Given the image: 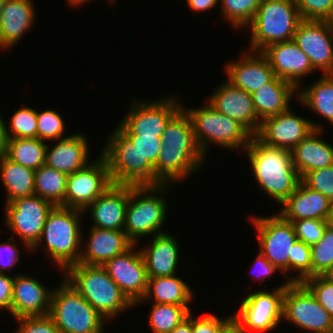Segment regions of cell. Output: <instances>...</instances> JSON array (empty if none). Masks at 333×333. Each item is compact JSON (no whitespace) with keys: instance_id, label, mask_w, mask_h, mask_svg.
<instances>
[{"instance_id":"1","label":"cell","mask_w":333,"mask_h":333,"mask_svg":"<svg viewBox=\"0 0 333 333\" xmlns=\"http://www.w3.org/2000/svg\"><path fill=\"white\" fill-rule=\"evenodd\" d=\"M162 141L154 167V186L180 183L205 164L206 157L196 143L191 119L184 107L166 125Z\"/></svg>"},{"instance_id":"2","label":"cell","mask_w":333,"mask_h":333,"mask_svg":"<svg viewBox=\"0 0 333 333\" xmlns=\"http://www.w3.org/2000/svg\"><path fill=\"white\" fill-rule=\"evenodd\" d=\"M251 164L255 181L280 205L293 194L301 177L292 163L290 150L271 147L252 136L243 151Z\"/></svg>"},{"instance_id":"3","label":"cell","mask_w":333,"mask_h":333,"mask_svg":"<svg viewBox=\"0 0 333 333\" xmlns=\"http://www.w3.org/2000/svg\"><path fill=\"white\" fill-rule=\"evenodd\" d=\"M64 273V279L107 321L135 306L103 266L77 263Z\"/></svg>"},{"instance_id":"4","label":"cell","mask_w":333,"mask_h":333,"mask_svg":"<svg viewBox=\"0 0 333 333\" xmlns=\"http://www.w3.org/2000/svg\"><path fill=\"white\" fill-rule=\"evenodd\" d=\"M82 214L84 212L79 209L54 206L46 217L39 242L31 252L44 245L46 254L50 255L59 269L64 271L69 266L77 264L81 255L80 249H84L80 225Z\"/></svg>"},{"instance_id":"5","label":"cell","mask_w":333,"mask_h":333,"mask_svg":"<svg viewBox=\"0 0 333 333\" xmlns=\"http://www.w3.org/2000/svg\"><path fill=\"white\" fill-rule=\"evenodd\" d=\"M170 184L155 186L129 185V201L126 208L124 231L128 239L137 244L139 238L164 233L167 201L161 195ZM138 240V241H137Z\"/></svg>"},{"instance_id":"6","label":"cell","mask_w":333,"mask_h":333,"mask_svg":"<svg viewBox=\"0 0 333 333\" xmlns=\"http://www.w3.org/2000/svg\"><path fill=\"white\" fill-rule=\"evenodd\" d=\"M184 110L191 119L194 138L205 157L211 144L233 151L237 148L245 150L249 145L253 135L237 120L218 112L208 102L202 107Z\"/></svg>"},{"instance_id":"7","label":"cell","mask_w":333,"mask_h":333,"mask_svg":"<svg viewBox=\"0 0 333 333\" xmlns=\"http://www.w3.org/2000/svg\"><path fill=\"white\" fill-rule=\"evenodd\" d=\"M301 21L293 0H262L247 26L252 33L250 51L262 52L271 44L293 40Z\"/></svg>"},{"instance_id":"8","label":"cell","mask_w":333,"mask_h":333,"mask_svg":"<svg viewBox=\"0 0 333 333\" xmlns=\"http://www.w3.org/2000/svg\"><path fill=\"white\" fill-rule=\"evenodd\" d=\"M49 315L61 333H103L107 322L64 278L52 291Z\"/></svg>"},{"instance_id":"9","label":"cell","mask_w":333,"mask_h":333,"mask_svg":"<svg viewBox=\"0 0 333 333\" xmlns=\"http://www.w3.org/2000/svg\"><path fill=\"white\" fill-rule=\"evenodd\" d=\"M141 102L133 100L118 127L126 136L162 137L170 119L183 107L177 95Z\"/></svg>"},{"instance_id":"10","label":"cell","mask_w":333,"mask_h":333,"mask_svg":"<svg viewBox=\"0 0 333 333\" xmlns=\"http://www.w3.org/2000/svg\"><path fill=\"white\" fill-rule=\"evenodd\" d=\"M282 320L311 333L333 331V319L302 284L288 282L283 295Z\"/></svg>"},{"instance_id":"11","label":"cell","mask_w":333,"mask_h":333,"mask_svg":"<svg viewBox=\"0 0 333 333\" xmlns=\"http://www.w3.org/2000/svg\"><path fill=\"white\" fill-rule=\"evenodd\" d=\"M288 282L287 280L272 292L264 289L255 291L241 300L237 312L232 316L239 322L244 333H249L250 330L268 332L279 327L283 319V295Z\"/></svg>"},{"instance_id":"12","label":"cell","mask_w":333,"mask_h":333,"mask_svg":"<svg viewBox=\"0 0 333 333\" xmlns=\"http://www.w3.org/2000/svg\"><path fill=\"white\" fill-rule=\"evenodd\" d=\"M257 230L260 253L279 271L289 273V256L297 241L291 222L279 213L272 216H252Z\"/></svg>"},{"instance_id":"13","label":"cell","mask_w":333,"mask_h":333,"mask_svg":"<svg viewBox=\"0 0 333 333\" xmlns=\"http://www.w3.org/2000/svg\"><path fill=\"white\" fill-rule=\"evenodd\" d=\"M54 205L37 195L20 197L5 203L4 221L7 228L17 234L26 249H31L39 242L48 213Z\"/></svg>"},{"instance_id":"14","label":"cell","mask_w":333,"mask_h":333,"mask_svg":"<svg viewBox=\"0 0 333 333\" xmlns=\"http://www.w3.org/2000/svg\"><path fill=\"white\" fill-rule=\"evenodd\" d=\"M101 150L113 184L142 186V155L131 140L117 127Z\"/></svg>"},{"instance_id":"15","label":"cell","mask_w":333,"mask_h":333,"mask_svg":"<svg viewBox=\"0 0 333 333\" xmlns=\"http://www.w3.org/2000/svg\"><path fill=\"white\" fill-rule=\"evenodd\" d=\"M112 184L107 162L100 154L96 160L67 176L65 207L83 211Z\"/></svg>"},{"instance_id":"16","label":"cell","mask_w":333,"mask_h":333,"mask_svg":"<svg viewBox=\"0 0 333 333\" xmlns=\"http://www.w3.org/2000/svg\"><path fill=\"white\" fill-rule=\"evenodd\" d=\"M322 127L321 124L298 116L290 108L262 120L254 136L263 144L291 151L315 129Z\"/></svg>"},{"instance_id":"17","label":"cell","mask_w":333,"mask_h":333,"mask_svg":"<svg viewBox=\"0 0 333 333\" xmlns=\"http://www.w3.org/2000/svg\"><path fill=\"white\" fill-rule=\"evenodd\" d=\"M293 41L308 56L315 71L333 74V22L302 20Z\"/></svg>"},{"instance_id":"18","label":"cell","mask_w":333,"mask_h":333,"mask_svg":"<svg viewBox=\"0 0 333 333\" xmlns=\"http://www.w3.org/2000/svg\"><path fill=\"white\" fill-rule=\"evenodd\" d=\"M133 244L124 253L108 260L103 267L126 297L135 305L147 290V270L140 249Z\"/></svg>"},{"instance_id":"19","label":"cell","mask_w":333,"mask_h":333,"mask_svg":"<svg viewBox=\"0 0 333 333\" xmlns=\"http://www.w3.org/2000/svg\"><path fill=\"white\" fill-rule=\"evenodd\" d=\"M218 112L237 120L253 136L258 132L261 120L254 109L252 96L248 92L224 81L207 101Z\"/></svg>"},{"instance_id":"20","label":"cell","mask_w":333,"mask_h":333,"mask_svg":"<svg viewBox=\"0 0 333 333\" xmlns=\"http://www.w3.org/2000/svg\"><path fill=\"white\" fill-rule=\"evenodd\" d=\"M269 61L274 74L279 79L286 80L301 87L300 80L314 73V68L302 50L293 41L274 43L261 52Z\"/></svg>"},{"instance_id":"21","label":"cell","mask_w":333,"mask_h":333,"mask_svg":"<svg viewBox=\"0 0 333 333\" xmlns=\"http://www.w3.org/2000/svg\"><path fill=\"white\" fill-rule=\"evenodd\" d=\"M28 274H15L12 294V317L44 316L50 313L52 290Z\"/></svg>"},{"instance_id":"22","label":"cell","mask_w":333,"mask_h":333,"mask_svg":"<svg viewBox=\"0 0 333 333\" xmlns=\"http://www.w3.org/2000/svg\"><path fill=\"white\" fill-rule=\"evenodd\" d=\"M249 51V52H248ZM243 52L240 60L228 62L225 65L227 81L233 86L252 94L274 77V71L269 61L261 52L248 49Z\"/></svg>"},{"instance_id":"23","label":"cell","mask_w":333,"mask_h":333,"mask_svg":"<svg viewBox=\"0 0 333 333\" xmlns=\"http://www.w3.org/2000/svg\"><path fill=\"white\" fill-rule=\"evenodd\" d=\"M129 185L112 184L83 212H90L93 227L124 230Z\"/></svg>"},{"instance_id":"24","label":"cell","mask_w":333,"mask_h":333,"mask_svg":"<svg viewBox=\"0 0 333 333\" xmlns=\"http://www.w3.org/2000/svg\"><path fill=\"white\" fill-rule=\"evenodd\" d=\"M85 249H81L78 263L103 266L108 260L128 250L133 243L124 230L91 227Z\"/></svg>"},{"instance_id":"25","label":"cell","mask_w":333,"mask_h":333,"mask_svg":"<svg viewBox=\"0 0 333 333\" xmlns=\"http://www.w3.org/2000/svg\"><path fill=\"white\" fill-rule=\"evenodd\" d=\"M35 17L32 0H6L0 14V49L6 51L17 45L35 24Z\"/></svg>"},{"instance_id":"26","label":"cell","mask_w":333,"mask_h":333,"mask_svg":"<svg viewBox=\"0 0 333 333\" xmlns=\"http://www.w3.org/2000/svg\"><path fill=\"white\" fill-rule=\"evenodd\" d=\"M85 135L74 133L67 138L57 140L52 148L45 151V164L66 174L84 168L89 161V143Z\"/></svg>"},{"instance_id":"27","label":"cell","mask_w":333,"mask_h":333,"mask_svg":"<svg viewBox=\"0 0 333 333\" xmlns=\"http://www.w3.org/2000/svg\"><path fill=\"white\" fill-rule=\"evenodd\" d=\"M332 202L319 191L307 187L302 181L282 204L279 213L291 222L300 219L327 220Z\"/></svg>"},{"instance_id":"28","label":"cell","mask_w":333,"mask_h":333,"mask_svg":"<svg viewBox=\"0 0 333 333\" xmlns=\"http://www.w3.org/2000/svg\"><path fill=\"white\" fill-rule=\"evenodd\" d=\"M152 241V242H151ZM147 247L140 248L148 278L172 276L179 262L180 246L174 235L161 233L154 235Z\"/></svg>"},{"instance_id":"29","label":"cell","mask_w":333,"mask_h":333,"mask_svg":"<svg viewBox=\"0 0 333 333\" xmlns=\"http://www.w3.org/2000/svg\"><path fill=\"white\" fill-rule=\"evenodd\" d=\"M322 129H315L292 150V163L302 178L307 172L333 165V146L320 139Z\"/></svg>"},{"instance_id":"30","label":"cell","mask_w":333,"mask_h":333,"mask_svg":"<svg viewBox=\"0 0 333 333\" xmlns=\"http://www.w3.org/2000/svg\"><path fill=\"white\" fill-rule=\"evenodd\" d=\"M295 93L298 94V88L294 84L275 76L251 94L259 119L262 121L292 108L289 103Z\"/></svg>"},{"instance_id":"31","label":"cell","mask_w":333,"mask_h":333,"mask_svg":"<svg viewBox=\"0 0 333 333\" xmlns=\"http://www.w3.org/2000/svg\"><path fill=\"white\" fill-rule=\"evenodd\" d=\"M193 291L191 287L177 275L148 278L147 290L145 296L139 300L135 305L146 300L153 301L156 304H171L188 306L193 300Z\"/></svg>"},{"instance_id":"32","label":"cell","mask_w":333,"mask_h":333,"mask_svg":"<svg viewBox=\"0 0 333 333\" xmlns=\"http://www.w3.org/2000/svg\"><path fill=\"white\" fill-rule=\"evenodd\" d=\"M0 178L7 191L6 203L34 195L35 170L10 160L5 154L0 156Z\"/></svg>"},{"instance_id":"33","label":"cell","mask_w":333,"mask_h":333,"mask_svg":"<svg viewBox=\"0 0 333 333\" xmlns=\"http://www.w3.org/2000/svg\"><path fill=\"white\" fill-rule=\"evenodd\" d=\"M298 92L300 104L333 124V74H323L308 88H298Z\"/></svg>"},{"instance_id":"34","label":"cell","mask_w":333,"mask_h":333,"mask_svg":"<svg viewBox=\"0 0 333 333\" xmlns=\"http://www.w3.org/2000/svg\"><path fill=\"white\" fill-rule=\"evenodd\" d=\"M66 186V174L46 164L35 170L34 195L48 200L54 206L65 207Z\"/></svg>"},{"instance_id":"35","label":"cell","mask_w":333,"mask_h":333,"mask_svg":"<svg viewBox=\"0 0 333 333\" xmlns=\"http://www.w3.org/2000/svg\"><path fill=\"white\" fill-rule=\"evenodd\" d=\"M47 144L38 138H12L5 155L22 166L37 170L45 164Z\"/></svg>"},{"instance_id":"36","label":"cell","mask_w":333,"mask_h":333,"mask_svg":"<svg viewBox=\"0 0 333 333\" xmlns=\"http://www.w3.org/2000/svg\"><path fill=\"white\" fill-rule=\"evenodd\" d=\"M190 312L189 306L153 303L148 316L149 326L153 333H170Z\"/></svg>"},{"instance_id":"37","label":"cell","mask_w":333,"mask_h":333,"mask_svg":"<svg viewBox=\"0 0 333 333\" xmlns=\"http://www.w3.org/2000/svg\"><path fill=\"white\" fill-rule=\"evenodd\" d=\"M142 155V186H154V167L163 146L162 137L127 136Z\"/></svg>"},{"instance_id":"38","label":"cell","mask_w":333,"mask_h":333,"mask_svg":"<svg viewBox=\"0 0 333 333\" xmlns=\"http://www.w3.org/2000/svg\"><path fill=\"white\" fill-rule=\"evenodd\" d=\"M221 13L232 28H246L256 15L262 0H219Z\"/></svg>"},{"instance_id":"39","label":"cell","mask_w":333,"mask_h":333,"mask_svg":"<svg viewBox=\"0 0 333 333\" xmlns=\"http://www.w3.org/2000/svg\"><path fill=\"white\" fill-rule=\"evenodd\" d=\"M310 248L312 276L328 275L333 270V228L327 226L323 237Z\"/></svg>"},{"instance_id":"40","label":"cell","mask_w":333,"mask_h":333,"mask_svg":"<svg viewBox=\"0 0 333 333\" xmlns=\"http://www.w3.org/2000/svg\"><path fill=\"white\" fill-rule=\"evenodd\" d=\"M8 121L6 128L9 139L37 138V110L34 108L23 106L17 109Z\"/></svg>"},{"instance_id":"41","label":"cell","mask_w":333,"mask_h":333,"mask_svg":"<svg viewBox=\"0 0 333 333\" xmlns=\"http://www.w3.org/2000/svg\"><path fill=\"white\" fill-rule=\"evenodd\" d=\"M65 121L55 110L37 112V138L42 141H55L69 137L64 135ZM64 135V137H63Z\"/></svg>"},{"instance_id":"42","label":"cell","mask_w":333,"mask_h":333,"mask_svg":"<svg viewBox=\"0 0 333 333\" xmlns=\"http://www.w3.org/2000/svg\"><path fill=\"white\" fill-rule=\"evenodd\" d=\"M291 249L289 272L290 270L292 272L296 271L297 274L289 278L288 281L301 283L304 279L312 277L311 248L297 240Z\"/></svg>"},{"instance_id":"43","label":"cell","mask_w":333,"mask_h":333,"mask_svg":"<svg viewBox=\"0 0 333 333\" xmlns=\"http://www.w3.org/2000/svg\"><path fill=\"white\" fill-rule=\"evenodd\" d=\"M333 319V279L328 275L312 276L301 282Z\"/></svg>"},{"instance_id":"44","label":"cell","mask_w":333,"mask_h":333,"mask_svg":"<svg viewBox=\"0 0 333 333\" xmlns=\"http://www.w3.org/2000/svg\"><path fill=\"white\" fill-rule=\"evenodd\" d=\"M302 20L333 22V0H293Z\"/></svg>"},{"instance_id":"45","label":"cell","mask_w":333,"mask_h":333,"mask_svg":"<svg viewBox=\"0 0 333 333\" xmlns=\"http://www.w3.org/2000/svg\"><path fill=\"white\" fill-rule=\"evenodd\" d=\"M291 224L297 240L309 246L317 243L323 237L328 226L327 220L313 218L291 221Z\"/></svg>"},{"instance_id":"46","label":"cell","mask_w":333,"mask_h":333,"mask_svg":"<svg viewBox=\"0 0 333 333\" xmlns=\"http://www.w3.org/2000/svg\"><path fill=\"white\" fill-rule=\"evenodd\" d=\"M301 181L307 187L319 191L333 202V165L307 172Z\"/></svg>"},{"instance_id":"47","label":"cell","mask_w":333,"mask_h":333,"mask_svg":"<svg viewBox=\"0 0 333 333\" xmlns=\"http://www.w3.org/2000/svg\"><path fill=\"white\" fill-rule=\"evenodd\" d=\"M15 320L19 322L20 326L14 333H61L49 314L20 317Z\"/></svg>"},{"instance_id":"48","label":"cell","mask_w":333,"mask_h":333,"mask_svg":"<svg viewBox=\"0 0 333 333\" xmlns=\"http://www.w3.org/2000/svg\"><path fill=\"white\" fill-rule=\"evenodd\" d=\"M13 239L15 238L12 234L7 241L0 243V273L2 274H7L8 271L10 274V268L12 270L21 258L19 247L16 243L12 244Z\"/></svg>"},{"instance_id":"49","label":"cell","mask_w":333,"mask_h":333,"mask_svg":"<svg viewBox=\"0 0 333 333\" xmlns=\"http://www.w3.org/2000/svg\"><path fill=\"white\" fill-rule=\"evenodd\" d=\"M219 318L213 314H205L201 318L192 315V333H217L218 329L231 317Z\"/></svg>"},{"instance_id":"50","label":"cell","mask_w":333,"mask_h":333,"mask_svg":"<svg viewBox=\"0 0 333 333\" xmlns=\"http://www.w3.org/2000/svg\"><path fill=\"white\" fill-rule=\"evenodd\" d=\"M14 276L0 273V309L8 311L12 316V294Z\"/></svg>"},{"instance_id":"51","label":"cell","mask_w":333,"mask_h":333,"mask_svg":"<svg viewBox=\"0 0 333 333\" xmlns=\"http://www.w3.org/2000/svg\"><path fill=\"white\" fill-rule=\"evenodd\" d=\"M257 266L260 270L256 271L258 279L261 278V280H265L267 277H271L276 271H279L274 265H272L260 252L256 256L254 262L252 263V266ZM255 269V268H254ZM257 269V268H256ZM259 272V273H258Z\"/></svg>"},{"instance_id":"52","label":"cell","mask_w":333,"mask_h":333,"mask_svg":"<svg viewBox=\"0 0 333 333\" xmlns=\"http://www.w3.org/2000/svg\"><path fill=\"white\" fill-rule=\"evenodd\" d=\"M185 2L187 3L190 10L196 13H200L208 11L216 7V5L218 6L217 3H219V0H186Z\"/></svg>"},{"instance_id":"53","label":"cell","mask_w":333,"mask_h":333,"mask_svg":"<svg viewBox=\"0 0 333 333\" xmlns=\"http://www.w3.org/2000/svg\"><path fill=\"white\" fill-rule=\"evenodd\" d=\"M217 333H244L239 322L231 316L217 331Z\"/></svg>"},{"instance_id":"54","label":"cell","mask_w":333,"mask_h":333,"mask_svg":"<svg viewBox=\"0 0 333 333\" xmlns=\"http://www.w3.org/2000/svg\"><path fill=\"white\" fill-rule=\"evenodd\" d=\"M5 122L6 121H3V117L0 114V156L6 153L9 141Z\"/></svg>"},{"instance_id":"55","label":"cell","mask_w":333,"mask_h":333,"mask_svg":"<svg viewBox=\"0 0 333 333\" xmlns=\"http://www.w3.org/2000/svg\"><path fill=\"white\" fill-rule=\"evenodd\" d=\"M170 333H192V313L190 312L188 317Z\"/></svg>"},{"instance_id":"56","label":"cell","mask_w":333,"mask_h":333,"mask_svg":"<svg viewBox=\"0 0 333 333\" xmlns=\"http://www.w3.org/2000/svg\"><path fill=\"white\" fill-rule=\"evenodd\" d=\"M67 1H68L67 2L68 4L72 5V7H74V8L78 7L79 8L80 5H82L83 3L85 4V2H88L90 0H67Z\"/></svg>"},{"instance_id":"57","label":"cell","mask_w":333,"mask_h":333,"mask_svg":"<svg viewBox=\"0 0 333 333\" xmlns=\"http://www.w3.org/2000/svg\"><path fill=\"white\" fill-rule=\"evenodd\" d=\"M327 223H328L329 227L333 228V202L331 204V208H330L329 216H328V219H327Z\"/></svg>"},{"instance_id":"58","label":"cell","mask_w":333,"mask_h":333,"mask_svg":"<svg viewBox=\"0 0 333 333\" xmlns=\"http://www.w3.org/2000/svg\"><path fill=\"white\" fill-rule=\"evenodd\" d=\"M5 1H6V0H0V14H1V12H2V9L4 8Z\"/></svg>"},{"instance_id":"59","label":"cell","mask_w":333,"mask_h":333,"mask_svg":"<svg viewBox=\"0 0 333 333\" xmlns=\"http://www.w3.org/2000/svg\"><path fill=\"white\" fill-rule=\"evenodd\" d=\"M328 276L333 279V270L328 274Z\"/></svg>"},{"instance_id":"60","label":"cell","mask_w":333,"mask_h":333,"mask_svg":"<svg viewBox=\"0 0 333 333\" xmlns=\"http://www.w3.org/2000/svg\"><path fill=\"white\" fill-rule=\"evenodd\" d=\"M109 1H110L111 4L112 3H117L116 0H109Z\"/></svg>"}]
</instances>
